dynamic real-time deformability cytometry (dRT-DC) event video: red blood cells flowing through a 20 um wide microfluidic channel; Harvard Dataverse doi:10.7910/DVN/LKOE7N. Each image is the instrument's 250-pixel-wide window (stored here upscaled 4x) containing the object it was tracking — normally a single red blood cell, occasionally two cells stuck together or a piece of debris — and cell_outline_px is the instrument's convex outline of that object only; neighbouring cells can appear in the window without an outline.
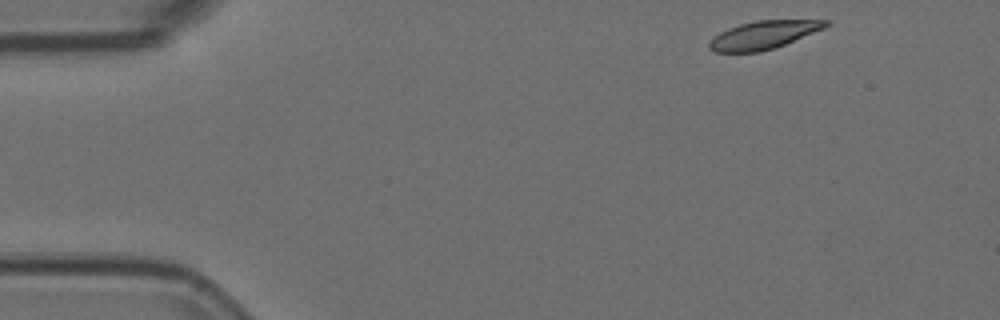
{"species": "Egyptian fruit bat (a non-hibernating species)", "species_latin": "Rousettus aegyptiacus", "temperature_condition": "room temperature", "stored_images_in_passage": 7, "camera_frame_rate_fps": 3000, "um_per_image_px": 0.085, "animal": {"sex": "female"}, "frame": {"image": 1, "passage_image": 1, "time_ms": 0.0, "image_size_px": [1000, 320], "cell_outline_px": [[832, 24], [824, 28], [784, 44], [760, 52], [712, 52], [708, 48], [708, 44], [720, 32], [728, 28], [740, 24], [756, 20], [832, 20]], "centroid_in_image_um": [64.91, 2.96], "position_along_channel_um": 20.1, "area_um2": 18.9}}